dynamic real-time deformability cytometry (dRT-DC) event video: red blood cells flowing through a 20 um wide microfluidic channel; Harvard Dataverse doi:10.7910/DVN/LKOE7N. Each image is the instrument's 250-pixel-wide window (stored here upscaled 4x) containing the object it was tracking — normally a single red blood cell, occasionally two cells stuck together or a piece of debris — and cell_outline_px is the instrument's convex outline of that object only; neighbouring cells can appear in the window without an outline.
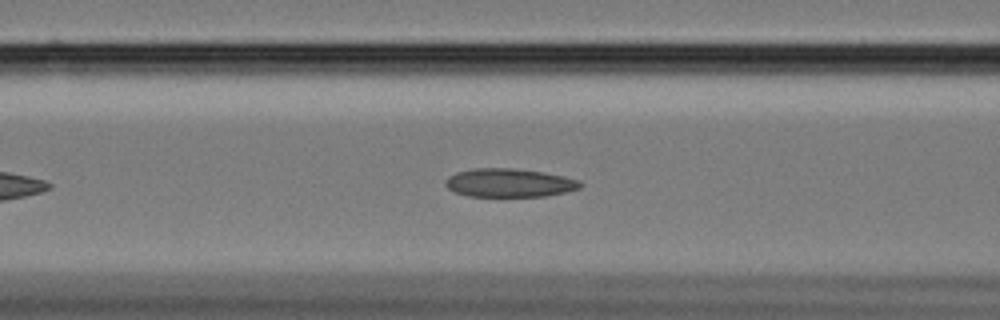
{"species": "Egyptian fruit bat (a non-hibernating species)", "species_latin": "Rousettus aegyptiacus", "temperature_condition": "cold", "stored_images_in_passage": 24, "camera_frame_rate_fps": 3000, "um_per_image_px": 0.085, "animal": {"sex": "female"}, "frame": {"image": 1, "passage_image": 12, "time_ms": 3.667, "image_size_px": [1000, 320], "cell_outline_px": [[584, 184], [580, 188], [548, 196], [468, 196], [456, 192], [448, 188], [444, 184], [448, 176], [456, 172], [472, 168], [512, 168], [540, 172], [564, 176], [580, 180]], "centroid_in_image_um": [43.29, 15.54], "position_along_channel_um": 123.3, "area_um2": 22.37}}
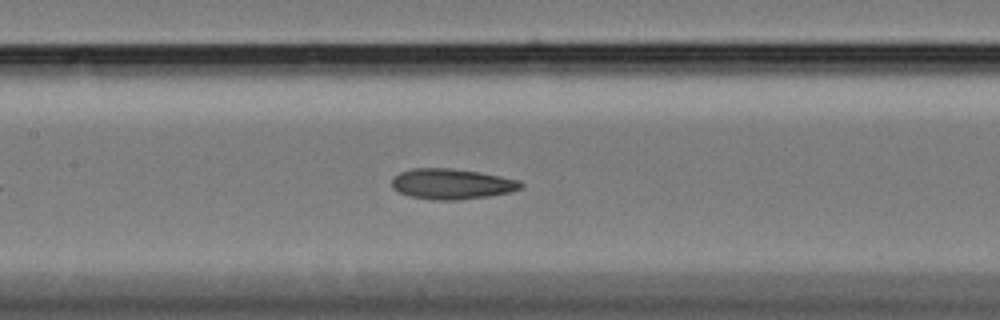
{"frame": {"image": 2, "passage_image": 16, "time_ms": 5.0, "image_size_px": [1000, 320], "cell_outline_px": [[524, 184], [520, 188], [508, 192], [488, 196], [456, 200], [436, 200], [408, 196], [392, 188], [392, 176], [400, 172], [412, 168], [448, 168], [476, 172], [500, 176], [520, 180]], "centroid_in_image_um": [38.35, 15.63], "position_along_channel_um": 169.0, "area_um2": 22.77}}
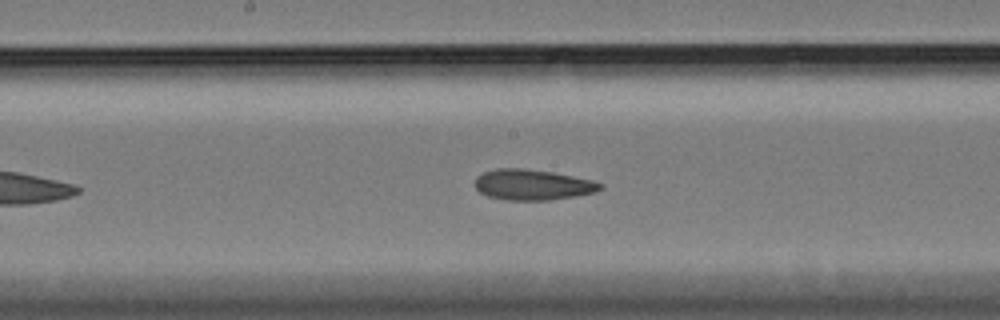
{"frame": {"image": 3, "passage_image": 19, "time_ms": 6.0, "image_size_px": [1000, 320], "cell_outline_px": [[604, 188], [596, 192], [576, 196], [548, 200], [508, 200], [488, 196], [480, 192], [476, 188], [476, 176], [484, 172], [496, 168], [524, 168], [552, 172], [592, 180], [604, 184]], "centroid_in_image_um": [45.29, 15.7], "position_along_channel_um": 202.9, "area_um2": 22.37}}